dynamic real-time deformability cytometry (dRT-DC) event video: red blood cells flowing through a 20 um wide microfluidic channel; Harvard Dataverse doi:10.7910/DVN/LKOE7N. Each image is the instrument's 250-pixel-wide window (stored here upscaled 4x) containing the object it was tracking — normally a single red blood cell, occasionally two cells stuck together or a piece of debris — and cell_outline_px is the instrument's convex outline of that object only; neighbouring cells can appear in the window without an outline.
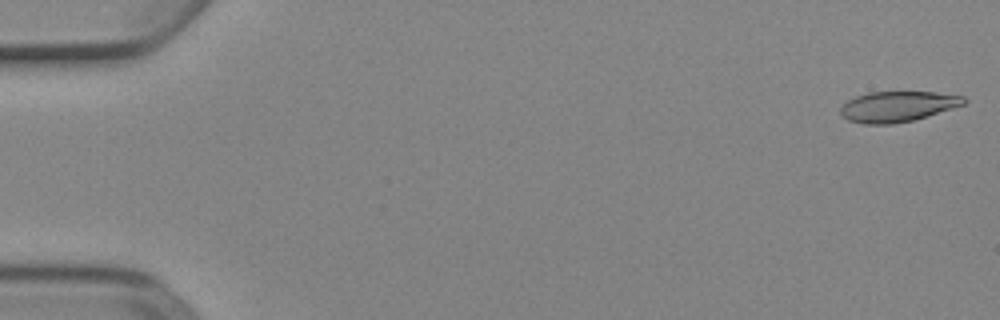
{"species": "Egyptian fruit bat (a non-hibernating species)", "species_latin": "Rousettus aegyptiacus", "temperature_condition": "cold", "stored_images_in_passage": 4, "camera_frame_rate_fps": 3000, "um_per_image_px": 0.085, "animal": {"sex": "female"}, "frame": {"image": 1, "passage_image": 1, "time_ms": 0.0, "image_size_px": [1000, 320], "cell_outline_px": [[968, 100], [964, 104], [912, 120], [892, 124], [860, 124], [848, 120], [840, 112], [840, 108], [848, 100], [856, 96], [868, 92], [936, 92], [964, 96]], "centroid_in_image_um": [76.27, 9.05], "position_along_channel_um": 8.7, "area_um2": 21.73}}